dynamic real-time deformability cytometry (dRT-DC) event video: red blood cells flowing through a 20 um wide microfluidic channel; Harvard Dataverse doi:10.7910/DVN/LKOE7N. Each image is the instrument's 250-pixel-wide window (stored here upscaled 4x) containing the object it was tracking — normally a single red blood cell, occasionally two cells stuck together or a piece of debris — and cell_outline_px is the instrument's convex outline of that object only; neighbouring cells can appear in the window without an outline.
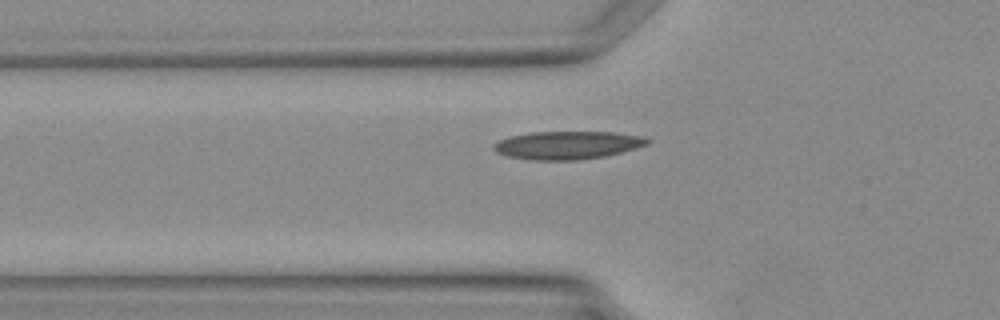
{"species": "Egyptian fruit bat (a non-hibernating species)", "species_latin": "Rousettus aegyptiacus", "temperature_condition": "warm", "stored_images_in_passage": 3, "segment_of_instrument_passage": [2, 2], "camera_frame_rate_fps": 3000, "um_per_image_px": 0.085, "animal": {"sex": "female"}, "frame": {"image": 1, "passage_image": 3, "time_ms": 2.667, "image_size_px": [1000, 320], "cell_outline_px": [[652, 140], [648, 144], [636, 148], [604, 156], [580, 160], [532, 160], [508, 156], [496, 152], [492, 148], [492, 144], [508, 136], [532, 132], [616, 132], [644, 136]], "centroid_in_image_um": [48.24, 12.33], "position_along_channel_um": 77.6, "area_um2": 25.26}}